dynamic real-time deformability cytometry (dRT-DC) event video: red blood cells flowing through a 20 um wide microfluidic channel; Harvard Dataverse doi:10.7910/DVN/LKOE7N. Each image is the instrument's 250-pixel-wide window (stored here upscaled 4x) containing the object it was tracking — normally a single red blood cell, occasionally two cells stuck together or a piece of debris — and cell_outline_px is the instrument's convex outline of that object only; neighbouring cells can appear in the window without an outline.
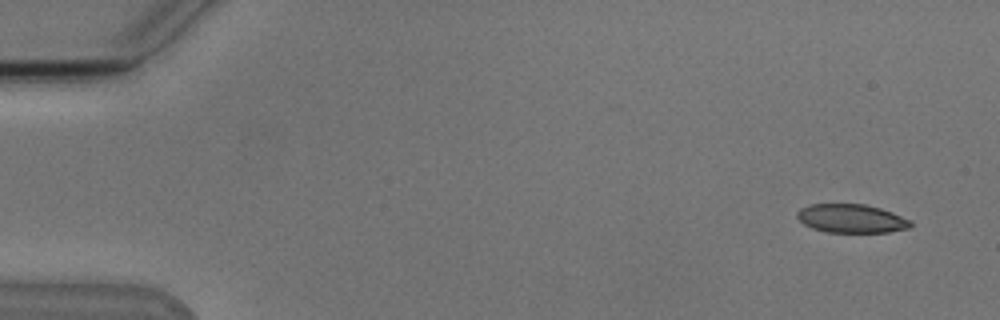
{"species": "Egyptian fruit bat (a non-hibernating species)", "species_latin": "Rousettus aegyptiacus", "temperature_condition": "cold", "stored_images_in_passage": 6, "camera_frame_rate_fps": 3000, "um_per_image_px": 0.085, "animal": {"sex": "male"}, "frame": {"image": 1, "passage_image": 1, "time_ms": 0.0, "image_size_px": [1000, 320], "cell_outline_px": [[912, 224], [908, 228], [888, 232], [828, 232], [812, 228], [804, 224], [796, 216], [796, 212], [800, 208], [808, 204], [864, 204], [880, 208], [892, 212], [912, 220]], "centroid_in_image_um": [72.36, 18.56], "position_along_channel_um": 12.6, "area_um2": 18.96}}
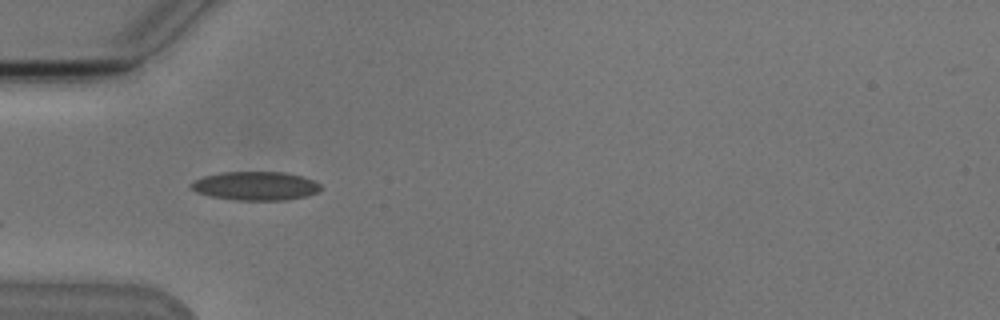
{"frame": {"image": 2, "passage_image": 5, "time_ms": 4.667, "image_size_px": [1000, 320], "cell_outline_px": [[320, 188], [316, 192], [304, 196], [288, 200], [232, 200], [208, 196], [196, 192], [188, 188], [188, 184], [204, 176], [220, 172], [284, 172], [300, 176], [312, 180], [320, 184]], "centroid_in_image_um": [21.63, 15.81], "position_along_channel_um": 63.4, "area_um2": 21.73}}